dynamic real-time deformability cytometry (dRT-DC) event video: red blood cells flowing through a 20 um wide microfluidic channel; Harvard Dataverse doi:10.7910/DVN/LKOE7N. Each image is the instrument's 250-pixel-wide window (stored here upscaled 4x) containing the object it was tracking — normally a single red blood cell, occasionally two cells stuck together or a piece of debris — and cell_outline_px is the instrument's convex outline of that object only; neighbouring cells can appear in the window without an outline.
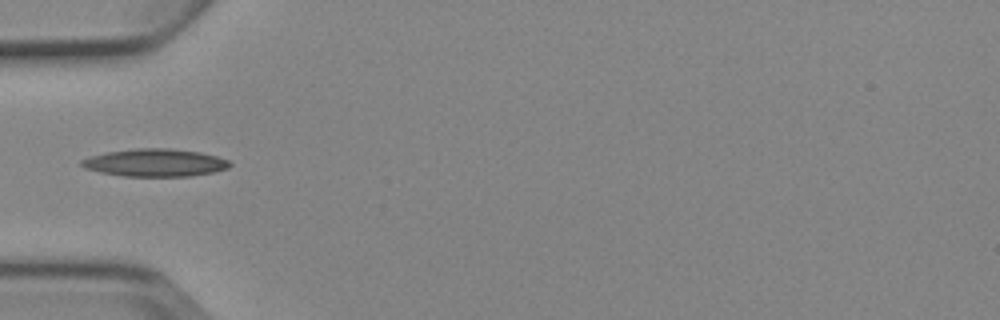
{"species": "Egyptian fruit bat (a non-hibernating species)", "species_latin": "Rousettus aegyptiacus", "temperature_condition": "cold", "stored_images_in_passage": 5, "camera_frame_rate_fps": 3000, "um_per_image_px": 0.085, "animal": {"sex": "female"}, "frame": {"image": 1, "passage_image": 5, "time_ms": 5.333, "image_size_px": [1000, 320], "cell_outline_px": [[232, 164], [228, 168], [212, 172], [188, 176], [124, 176], [100, 172], [84, 168], [80, 164], [80, 160], [92, 156], [108, 152], [136, 148], [168, 148], [200, 152], [216, 156], [228, 160]], "centroid_in_image_um": [13.18, 13.83], "position_along_channel_um": 71.8, "area_um2": 23.7}}